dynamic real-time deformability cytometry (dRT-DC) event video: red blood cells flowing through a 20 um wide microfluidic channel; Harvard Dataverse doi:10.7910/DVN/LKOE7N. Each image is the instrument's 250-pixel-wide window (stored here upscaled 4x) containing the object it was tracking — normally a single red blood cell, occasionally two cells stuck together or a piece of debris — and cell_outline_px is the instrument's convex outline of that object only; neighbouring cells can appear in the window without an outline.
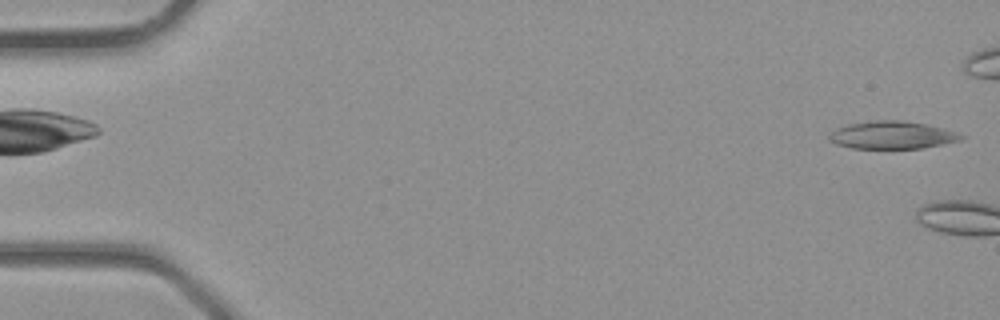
{"species": "common noctule bat (a hibernating species)", "species_latin": "Nyctalus noctula", "temperature_condition": "room temperature", "stored_images_in_passage": 3, "camera_frame_rate_fps": 3000, "um_per_image_px": 0.085, "animal": {"sex": "male", "body_mass_g": 23.1, "forearm_length_mm": 52.7}, "frame": {"image": 1, "passage_image": 1, "time_ms": 0.0, "image_size_px": [1000, 320], "cell_outline_px": [[964, 136], [960, 140], [920, 148], [852, 148], [836, 144], [828, 140], [828, 136], [836, 128], [848, 124], [872, 120], [904, 120], [924, 124], [956, 132]], "centroid_in_image_um": [75.75, 11.47], "position_along_channel_um": 9.2, "area_um2": 20.98}}